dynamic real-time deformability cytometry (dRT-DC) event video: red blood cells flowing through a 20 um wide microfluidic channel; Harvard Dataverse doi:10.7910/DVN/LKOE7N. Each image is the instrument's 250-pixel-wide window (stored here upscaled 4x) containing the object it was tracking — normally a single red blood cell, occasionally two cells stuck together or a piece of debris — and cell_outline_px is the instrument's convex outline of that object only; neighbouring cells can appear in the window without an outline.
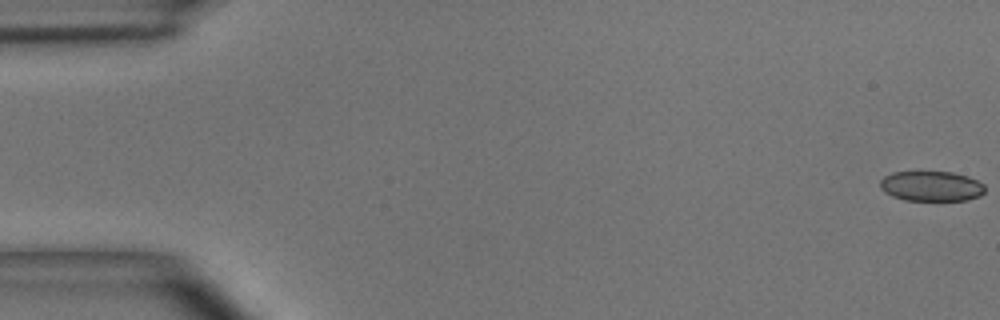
{"species": "common noctule bat (a hibernating species)", "species_latin": "Nyctalus noctula", "temperature_condition": "room temperature", "stored_images_in_passage": 51, "camera_frame_rate_fps": 3000, "um_per_image_px": 0.085, "animal": {"sex": "male", "body_mass_g": 15.6}, "frame": {"image": 1, "passage_image": 1, "time_ms": 0.0, "image_size_px": [1000, 320], "cell_outline_px": [[984, 192], [980, 196], [968, 200], [904, 200], [892, 196], [884, 192], [880, 188], [880, 180], [884, 176], [892, 172], [952, 172], [968, 176], [984, 184]], "centroid_in_image_um": [79.15, 15.82], "position_along_channel_um": 5.9, "area_um2": 18.44}}
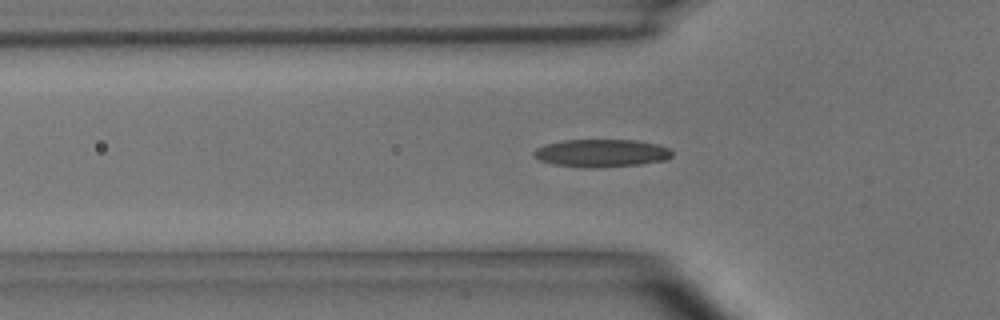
{"frame": {"image": 2, "passage_image": 17, "time_ms": 5.333, "image_size_px": [1000, 320], "cell_outline_px": [[672, 156], [668, 160], [640, 164], [596, 168], [584, 168], [552, 164], [540, 160], [532, 156], [532, 152], [536, 148], [544, 144], [564, 140], [640, 140], [656, 144], [668, 148], [672, 152]], "centroid_in_image_um": [51.1, 13.02], "position_along_channel_um": 74.7, "area_um2": 22.66}}
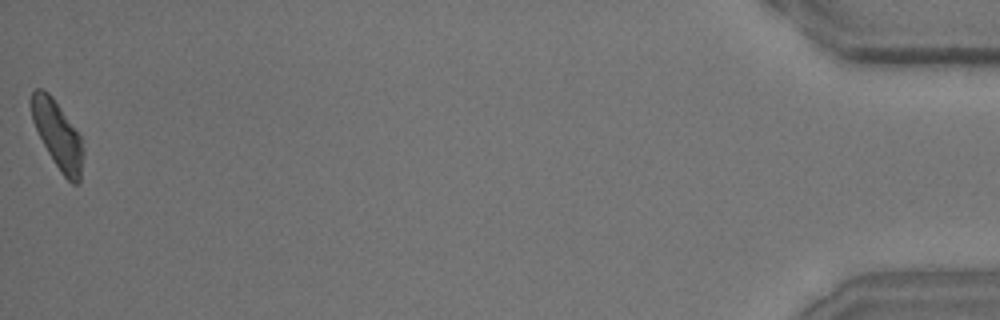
{"frame": {"image": 3, "passage_image": 51, "time_ms": 16.667, "image_size_px": [1000, 320], "cell_outline_px": [[84, 152], [80, 180], [76, 184], [72, 184], [64, 176], [48, 152], [32, 120], [32, 92], [36, 88], [40, 88], [48, 92], [52, 96], [80, 136], [84, 148]], "centroid_in_image_um": [4.93, 11.48], "position_along_channel_um": 430.3, "area_um2": 19.83}, "authors_computed_cell_mechanics": {"area_um2": 20.808, "velocity_mm_per_s": 3.9813, "shape_relaxation_time_tau1_ms": null, "shape_relaxation_time_tau2_ms": 1.331, "deformation_change_tau1": null, "deformation_change_tau2": 0.0993}}